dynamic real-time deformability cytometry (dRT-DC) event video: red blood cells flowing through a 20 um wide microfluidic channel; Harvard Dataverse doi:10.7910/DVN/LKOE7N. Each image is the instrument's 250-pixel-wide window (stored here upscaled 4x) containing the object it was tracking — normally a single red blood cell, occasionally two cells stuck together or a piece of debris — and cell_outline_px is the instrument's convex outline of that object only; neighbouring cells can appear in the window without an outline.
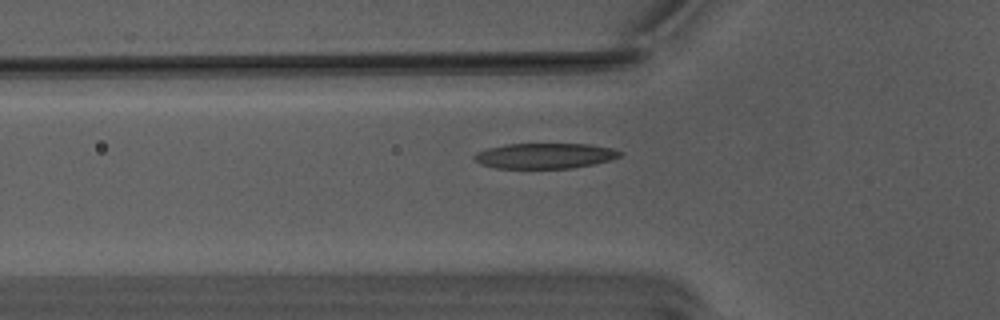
{"species": "Egyptian fruit bat (a non-hibernating species)", "species_latin": "Rousettus aegyptiacus", "temperature_condition": "warm", "stored_images_in_passage": 38, "camera_frame_rate_fps": 3000, "um_per_image_px": 0.085, "animal": {"sex": "male"}, "frame": {"image": 1, "passage_image": 7, "time_ms": 2.0, "image_size_px": [1000, 320], "cell_outline_px": [[624, 152], [620, 156], [612, 160], [596, 164], [572, 168], [496, 168], [480, 164], [472, 156], [476, 152], [488, 148], [508, 144], [588, 144], [612, 148]], "centroid_in_image_um": [46.35, 13.24], "position_along_channel_um": 79.5, "area_um2": 21.68}}
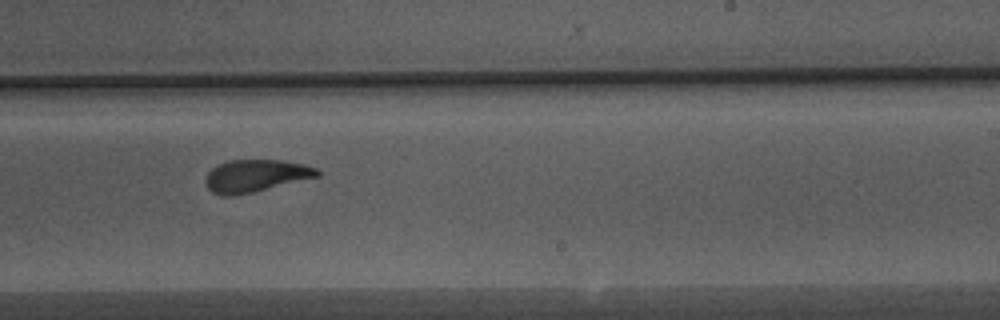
{"frame": {"image": 2, "passage_image": 22, "time_ms": 7.0, "image_size_px": [1000, 320], "cell_outline_px": [[320, 176], [252, 192], [228, 196], [224, 196], [212, 192], [208, 188], [204, 180], [208, 172], [216, 164], [228, 160], [284, 160], [304, 164], [316, 168], [320, 172]], "centroid_in_image_um": [21.71, 14.92], "position_along_channel_um": 267.3, "area_um2": 21.04}}
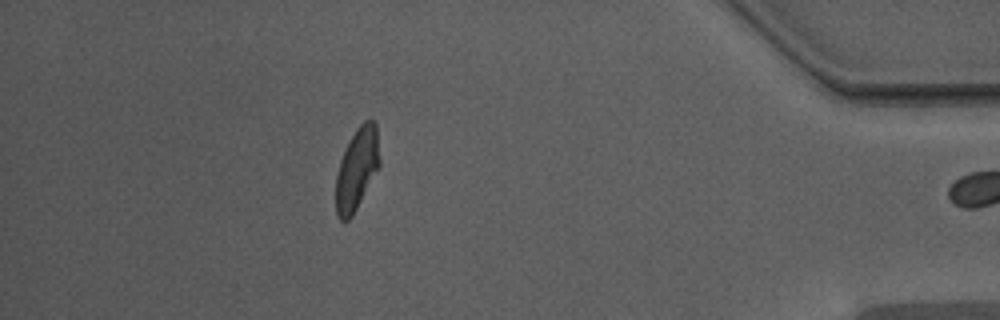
{"frame": {"image": 3, "passage_image": 37, "time_ms": 12.0, "image_size_px": [1000, 320], "cell_outline_px": [[380, 164], [352, 216], [348, 220], [340, 220], [336, 216], [336, 176], [340, 160], [356, 128], [364, 120], [372, 120], [376, 124], [380, 160]], "centroid_in_image_um": [30.33, 14.36], "position_along_channel_um": 404.9, "area_um2": 20.52}, "authors_computed_cell_mechanics": {"area_um2": 21.8484, "velocity_mm_per_s": 3.751, "shape_relaxation_time_tau1_ms": 3.7419, "shape_relaxation_time_tau2_ms": 1.4318, "deformation_change_tau1": 0.1881, "deformation_change_tau2": 0.0922}}